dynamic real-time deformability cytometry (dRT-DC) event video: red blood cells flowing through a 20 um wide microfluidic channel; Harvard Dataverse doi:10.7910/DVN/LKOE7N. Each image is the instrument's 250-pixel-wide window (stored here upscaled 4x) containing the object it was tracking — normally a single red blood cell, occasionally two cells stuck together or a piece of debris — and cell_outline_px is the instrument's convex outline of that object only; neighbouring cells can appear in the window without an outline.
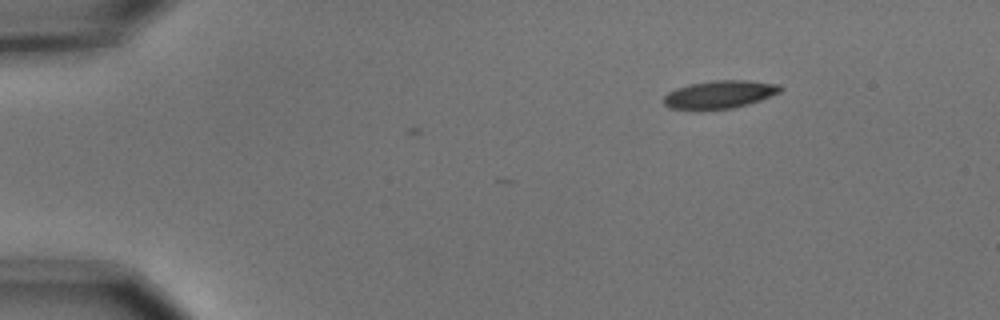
{"species": "common noctule bat (a hibernating species)", "species_latin": "Nyctalus noctula", "temperature_condition": "cold", "stored_images_in_passage": 6, "camera_frame_rate_fps": 3000, "um_per_image_px": 0.085, "animal": {"sex": "male", "body_mass_g": 15.6}, "frame": {"image": 1, "passage_image": 1, "time_ms": 0.0, "image_size_px": [1000, 320], "cell_outline_px": [[784, 88], [780, 92], [760, 100], [748, 104], [732, 108], [668, 108], [664, 104], [664, 96], [668, 92], [676, 88], [688, 84], [716, 80], [748, 80], [780, 84]], "centroid_in_image_um": [61.21, 8.0], "position_along_channel_um": 23.8, "area_um2": 18.67}}
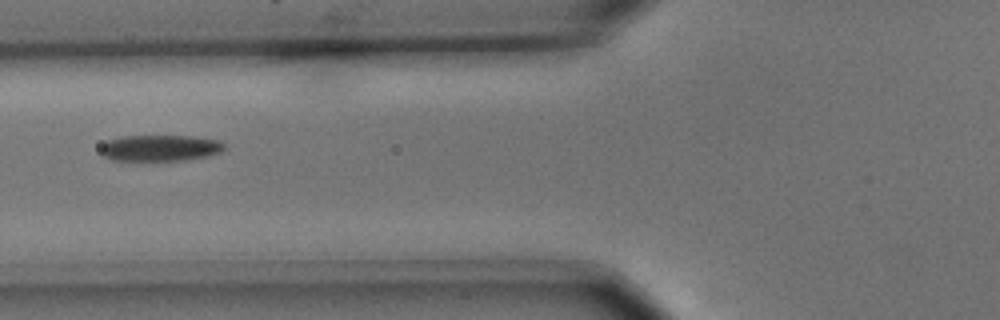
{"frame": {"image": 2, "passage_image": 5, "time_ms": 1.333, "image_size_px": [1000, 320], "cell_outline_px": [[224, 148], [220, 152], [208, 156], [188, 160], [108, 160], [100, 152], [100, 148], [108, 140], [124, 136], [192, 136], [220, 140], [224, 144]], "centroid_in_image_um": [13.62, 12.58], "position_along_channel_um": 112.2, "area_um2": 18.9}}
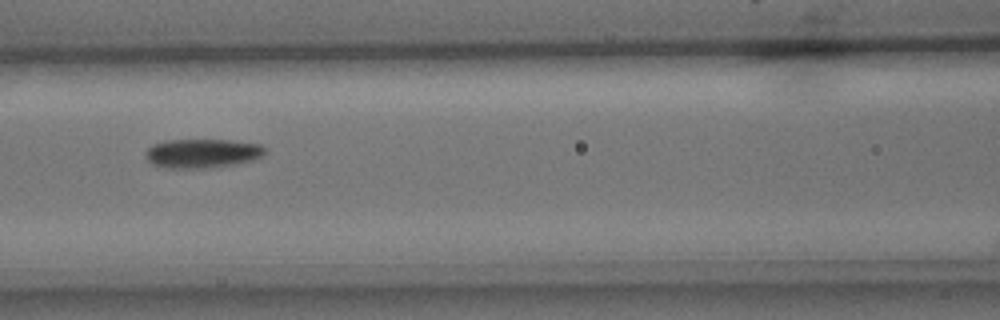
{"frame": {"image": 3, "passage_image": 6, "time_ms": 1.667, "image_size_px": [1000, 320], "cell_outline_px": [[268, 148], [264, 156], [256, 160], [236, 164], [208, 168], [164, 168], [152, 164], [148, 160], [148, 148], [152, 144], [168, 140], [228, 140], [260, 144]], "centroid_in_image_um": [17.28, 13.04], "position_along_channel_um": 149.3, "area_um2": 20.4}}